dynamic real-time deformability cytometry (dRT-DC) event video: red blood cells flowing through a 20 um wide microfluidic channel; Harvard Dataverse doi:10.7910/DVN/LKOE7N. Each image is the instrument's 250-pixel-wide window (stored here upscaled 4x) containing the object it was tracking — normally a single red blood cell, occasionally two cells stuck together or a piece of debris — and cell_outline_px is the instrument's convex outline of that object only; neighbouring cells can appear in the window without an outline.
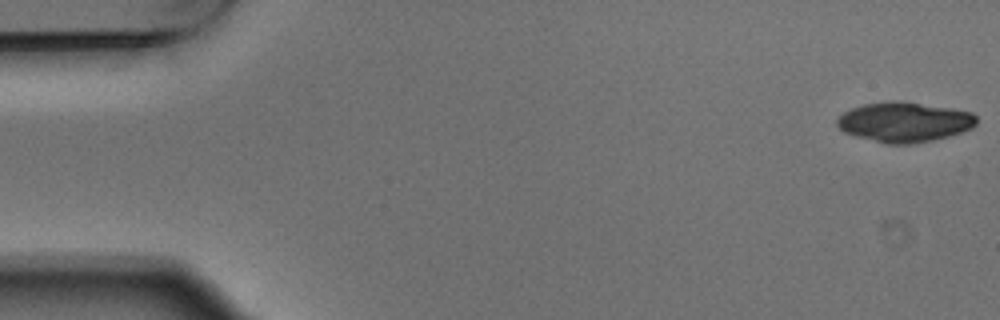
{"species": "Egyptian fruit bat (a non-hibernating species)", "species_latin": "Rousettus aegyptiacus", "temperature_condition": "warm", "stored_images_in_passage": 6, "camera_frame_rate_fps": 3000, "um_per_image_px": 0.085, "animal": {"sex": "male"}, "frame": {"image": 1, "passage_image": 1, "time_ms": 0.0, "image_size_px": [1000, 320], "cell_outline_px": [[976, 124], [972, 128], [948, 136], [932, 140], [912, 144], [888, 144], [844, 132], [836, 124], [836, 120], [844, 112], [852, 108], [864, 104], [888, 100], [900, 100], [952, 108], [972, 112], [976, 116]], "centroid_in_image_um": [76.88, 10.35], "position_along_channel_um": 8.1, "area_um2": 32.37}}
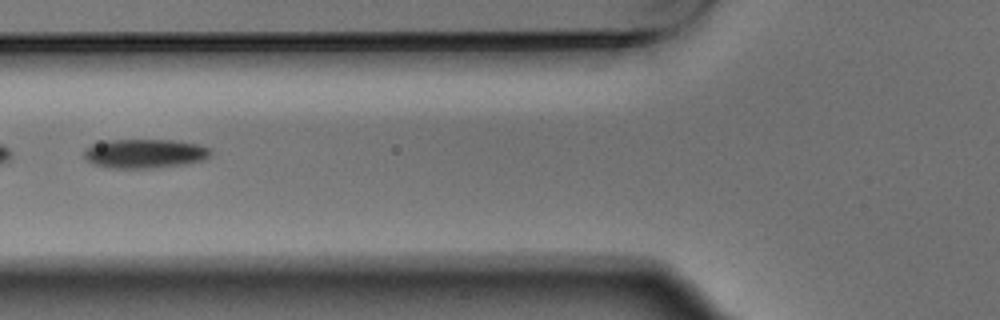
{"frame": {"image": 2, "passage_image": 6, "time_ms": 1.667, "image_size_px": [1000, 320], "cell_outline_px": [[212, 152], [204, 160], [184, 164], [148, 168], [108, 168], [92, 164], [84, 156], [84, 152], [92, 144], [108, 140], [172, 140], [200, 144], [212, 148]], "centroid_in_image_um": [12.33, 13.05], "position_along_channel_um": 113.5, "area_um2": 21.5}}